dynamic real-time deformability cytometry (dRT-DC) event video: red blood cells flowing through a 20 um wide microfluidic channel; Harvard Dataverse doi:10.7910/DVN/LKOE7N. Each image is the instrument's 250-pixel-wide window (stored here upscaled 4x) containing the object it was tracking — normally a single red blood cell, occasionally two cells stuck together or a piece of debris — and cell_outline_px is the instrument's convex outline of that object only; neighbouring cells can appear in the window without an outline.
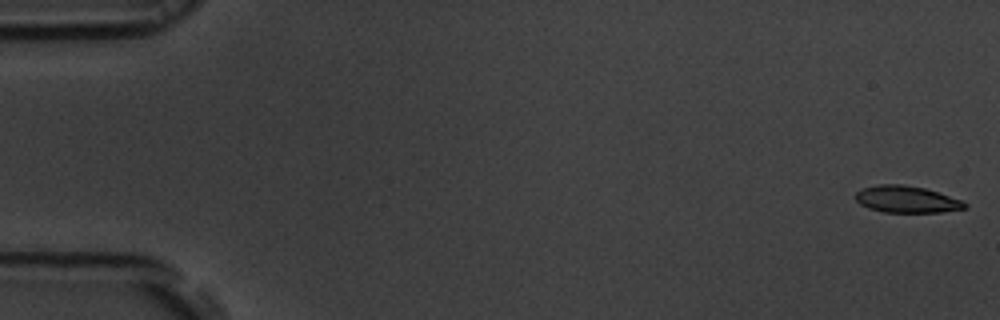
{"species": "common noctule bat (a hibernating species)", "species_latin": "Nyctalus noctula", "temperature_condition": "room temperature", "stored_images_in_passage": 16, "camera_frame_rate_fps": 3000, "um_per_image_px": 0.085, "animal": {"sex": "male", "body_mass_g": 19.5, "forearm_length_mm": 54.6}, "frame": {"image": 1, "passage_image": 1, "time_ms": 0.0, "image_size_px": [1000, 320], "cell_outline_px": [[968, 208], [940, 212], [884, 212], [868, 208], [860, 204], [856, 200], [856, 192], [864, 188], [880, 184], [904, 184], [924, 188], [964, 200], [968, 204]], "centroid_in_image_um": [77.11, 16.94], "position_along_channel_um": 7.9, "area_um2": 17.11}}